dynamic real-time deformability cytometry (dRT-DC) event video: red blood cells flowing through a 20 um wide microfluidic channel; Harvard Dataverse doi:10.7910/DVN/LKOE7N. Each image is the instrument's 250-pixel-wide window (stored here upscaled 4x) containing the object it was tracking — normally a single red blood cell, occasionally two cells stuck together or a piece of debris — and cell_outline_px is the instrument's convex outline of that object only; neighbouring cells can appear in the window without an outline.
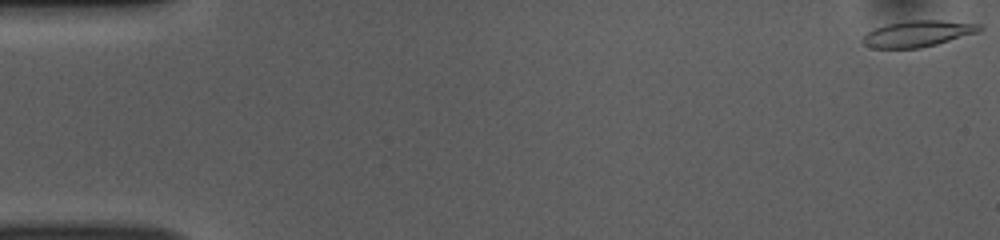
{"species": "common noctule bat (a hibernating species)", "species_latin": "Nyctalus noctula", "temperature_condition": "room temperature", "stored_images_in_passage": 52, "camera_frame_rate_fps": 3000, "um_per_image_px": 0.085, "animal": {"sex": "female", "body_mass_g": 10.0, "forearm_length_mm": 53.1}, "frame": {"image": 1, "passage_image": 1, "time_ms": 0.0, "image_size_px": [1000, 240], "cell_outline_px": [[984, 28], [980, 32], [936, 44], [920, 48], [872, 48], [864, 44], [860, 40], [872, 28], [904, 20], [940, 20], [980, 24]], "centroid_in_image_um": [78.01, 2.85], "position_along_channel_um": 7.0, "area_um2": 17.98}}
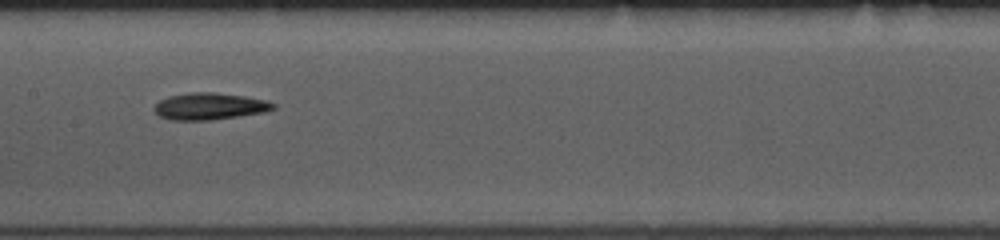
{"frame": {"image": 2, "passage_image": 26, "time_ms": 8.333, "image_size_px": [1000, 240], "cell_outline_px": [[276, 108], [264, 112], [212, 120], [172, 120], [160, 116], [152, 108], [160, 100], [168, 96], [192, 92], [212, 92], [244, 96], [268, 100], [276, 104]], "centroid_in_image_um": [17.83, 9.03], "position_along_channel_um": 189.6, "area_um2": 18.61}}
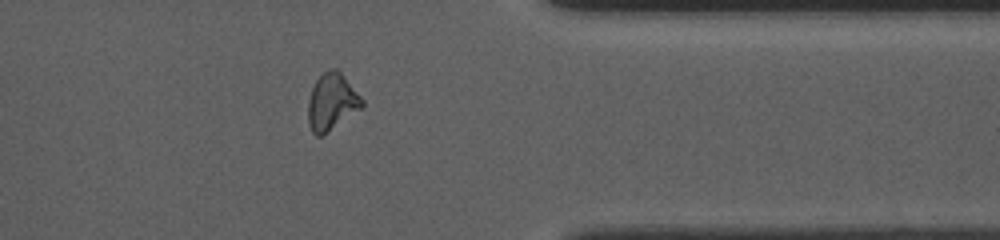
{"frame": {"image": 3, "passage_image": 42, "time_ms": 13.667, "image_size_px": [1000, 240], "cell_outline_px": [[364, 108], [320, 136], [316, 136], [312, 132], [308, 124], [308, 100], [312, 88], [316, 80], [324, 72], [332, 68], [336, 68], [344, 76], [364, 100]], "centroid_in_image_um": [28.22, 8.67], "position_along_channel_um": 383.2, "area_um2": 17.86}, "authors_computed_cell_mechanics": {"area_um2": 18.1492, "velocity_mm_per_s": 3.8635, "shape_relaxation_time_tau1_ms": 7.067, "shape_relaxation_time_tau2_ms": 9.1449, "deformation_change_tau1": 0.1767, "deformation_change_tau2": 0.1855}}